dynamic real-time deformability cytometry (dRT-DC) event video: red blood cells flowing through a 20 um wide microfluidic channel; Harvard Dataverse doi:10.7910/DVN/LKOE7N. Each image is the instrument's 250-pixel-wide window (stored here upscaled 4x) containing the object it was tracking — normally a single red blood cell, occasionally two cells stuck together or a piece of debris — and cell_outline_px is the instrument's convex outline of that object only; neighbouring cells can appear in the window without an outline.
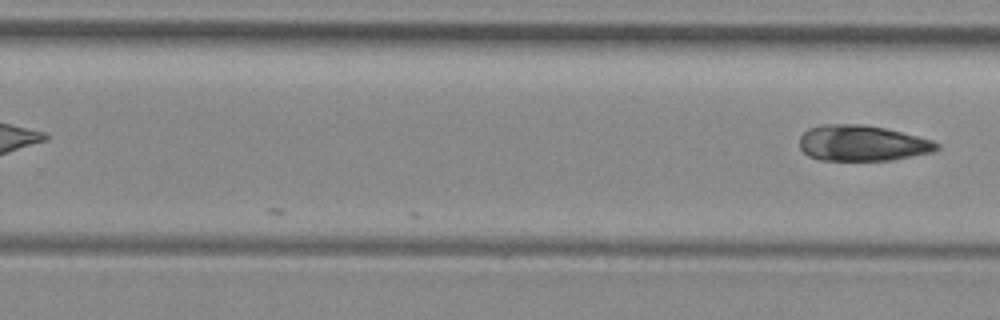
{"species": "common noctule bat (a hibernating species)", "species_latin": "Nyctalus noctula", "temperature_condition": "room temperature", "stored_images_in_passage": 9, "camera_frame_rate_fps": 3000, "um_per_image_px": 0.085, "animal": {"sex": "female", "body_mass_g": 29.2, "forearm_length_mm": 56.3}, "frame": {"image": 1, "passage_image": 9, "time_ms": 2.667, "image_size_px": [1000, 320], "cell_outline_px": [[940, 148], [932, 152], [892, 160], [820, 160], [808, 156], [800, 148], [800, 136], [808, 128], [824, 124], [864, 124], [884, 128], [932, 140], [940, 144]], "centroid_in_image_um": [73.27, 12.17], "position_along_channel_um": 256.5, "area_um2": 28.55}}